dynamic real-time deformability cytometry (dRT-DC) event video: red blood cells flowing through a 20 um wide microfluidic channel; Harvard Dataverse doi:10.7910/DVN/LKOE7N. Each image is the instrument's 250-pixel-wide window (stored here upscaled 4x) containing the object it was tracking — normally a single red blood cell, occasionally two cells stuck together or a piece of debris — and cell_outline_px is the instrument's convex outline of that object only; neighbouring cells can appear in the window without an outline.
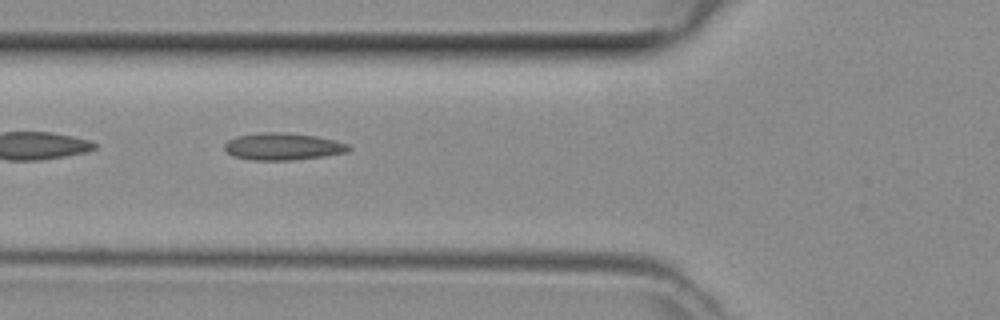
{"species": "common noctule bat (a hibernating species)", "species_latin": "Nyctalus noctula", "temperature_condition": "room temperature", "stored_images_in_passage": 7, "camera_frame_rate_fps": 3000, "um_per_image_px": 0.085, "animal": {"sex": "female", "body_mass_g": 29.2, "forearm_length_mm": 56.3}, "frame": {"image": 1, "passage_image": 5, "time_ms": 1.333, "image_size_px": [1000, 320], "cell_outline_px": [[352, 148], [348, 152], [324, 156], [292, 160], [252, 160], [232, 156], [224, 148], [224, 144], [228, 140], [240, 136], [260, 132], [284, 132], [316, 136], [336, 140], [348, 144]], "centroid_in_image_um": [24.07, 12.45], "position_along_channel_um": 101.7, "area_um2": 19.65}}
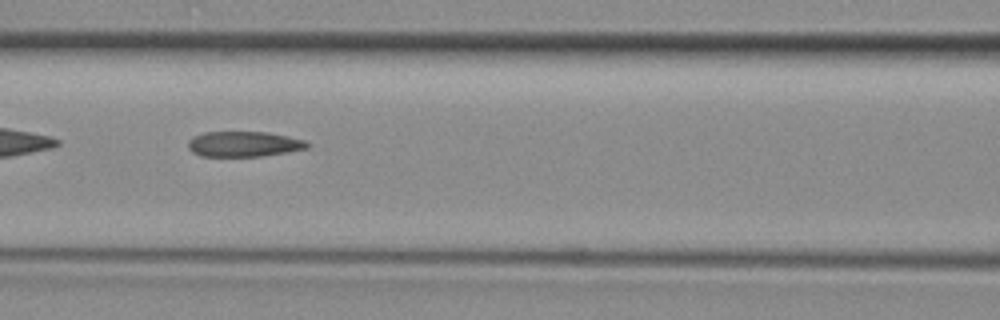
{"frame": {"image": 2, "passage_image": 6, "time_ms": 1.667, "image_size_px": [1000, 320], "cell_outline_px": [[312, 144], [308, 148], [260, 156], [200, 156], [192, 152], [188, 148], [188, 140], [192, 136], [204, 132], [268, 132], [288, 136], [304, 140]], "centroid_in_image_um": [20.7, 12.23], "position_along_channel_um": 145.9, "area_um2": 17.63}}
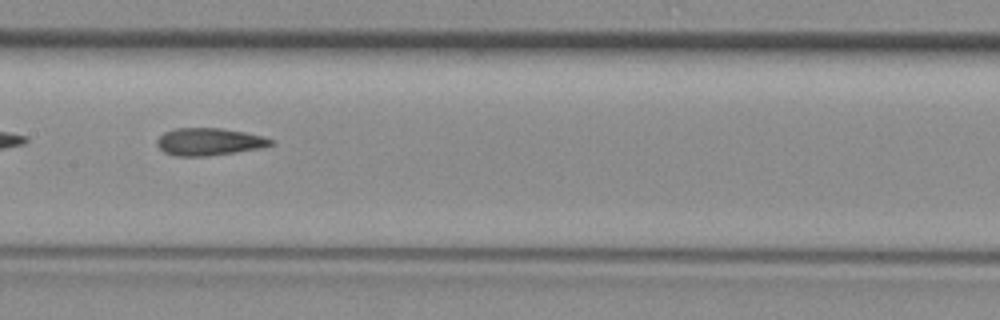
{"frame": {"image": 3, "passage_image": 7, "time_ms": 2.0, "image_size_px": [1000, 320], "cell_outline_px": [[272, 144], [260, 148], [236, 152], [208, 156], [176, 156], [164, 152], [156, 144], [156, 140], [164, 132], [176, 128], [220, 128], [244, 132], [264, 136], [272, 140]], "centroid_in_image_um": [17.74, 12.05], "position_along_channel_um": 189.7, "area_um2": 18.09}}